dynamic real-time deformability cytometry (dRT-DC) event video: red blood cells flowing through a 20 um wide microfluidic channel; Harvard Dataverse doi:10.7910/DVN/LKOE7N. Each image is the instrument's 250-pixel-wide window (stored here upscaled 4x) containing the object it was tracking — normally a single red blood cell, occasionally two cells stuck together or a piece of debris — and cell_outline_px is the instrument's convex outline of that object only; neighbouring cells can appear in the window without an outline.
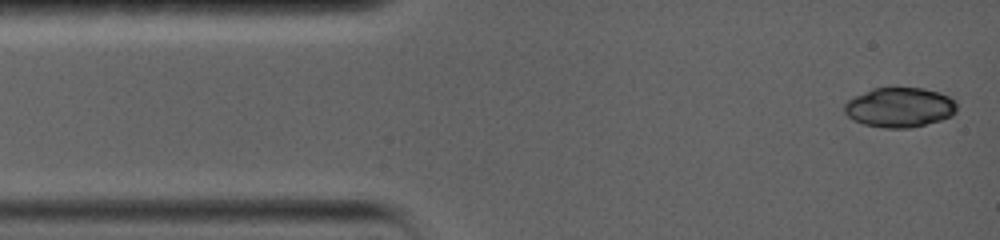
{"species": "common noctule bat (a hibernating species)", "species_latin": "Nyctalus noctula", "temperature_condition": "warm", "stored_images_in_passage": 8, "camera_frame_rate_fps": 5000, "um_per_image_px": 0.085, "animal": {"sex": "female", "body_mass_g": 19.0, "forearm_length_mm": 56.7}, "frame": {"image": 1, "passage_image": 1, "time_ms": 0.0, "image_size_px": [1000, 240], "cell_outline_px": [[956, 112], [952, 116], [940, 120], [912, 128], [884, 128], [864, 124], [852, 120], [844, 112], [844, 104], [848, 100], [872, 88], [924, 88], [940, 92], [956, 100]], "centroid_in_image_um": [76.48, 9.13], "position_along_channel_um": 8.5, "area_um2": 26.18}}
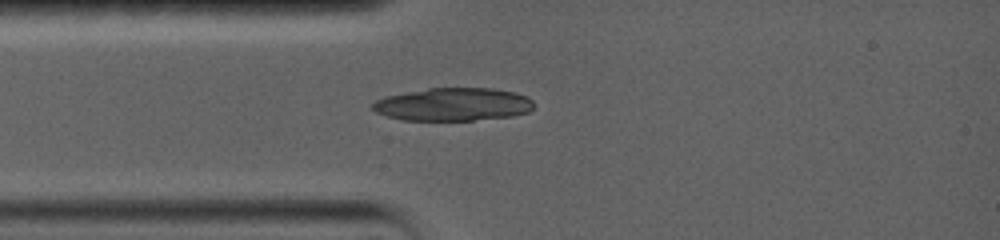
{"frame": {"image": 2, "passage_image": 8, "time_ms": 3.0, "image_size_px": [1000, 240], "cell_outline_px": [[536, 104], [528, 112], [512, 116], [472, 120], [404, 120], [388, 116], [376, 112], [372, 108], [372, 104], [376, 100], [384, 96], [428, 88], [492, 88], [516, 92], [528, 96]], "centroid_in_image_um": [38.55, 8.86], "position_along_channel_um": 46.5, "area_um2": 31.1}}